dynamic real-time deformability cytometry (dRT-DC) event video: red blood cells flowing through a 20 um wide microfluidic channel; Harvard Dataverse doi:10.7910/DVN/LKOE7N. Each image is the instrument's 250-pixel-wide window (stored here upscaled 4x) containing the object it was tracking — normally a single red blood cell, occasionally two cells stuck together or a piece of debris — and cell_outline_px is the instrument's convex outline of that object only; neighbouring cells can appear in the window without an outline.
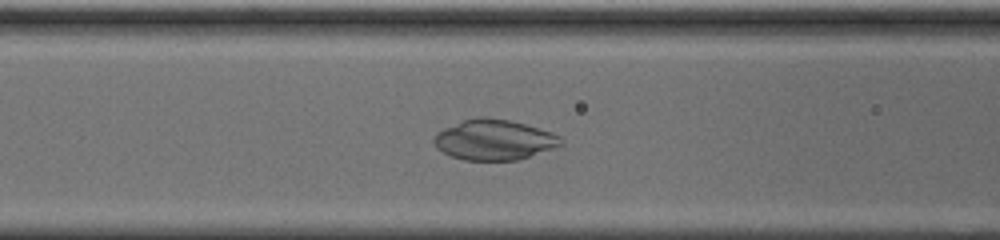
{"species": "common noctule bat (a hibernating species)", "species_latin": "Nyctalus noctula", "temperature_condition": "cold", "stored_images_in_passage": 54, "camera_frame_rate_fps": 3000, "um_per_image_px": 0.085, "animal": {"sex": "male", "body_mass_g": 20.0, "forearm_length_mm": 53.3}, "frame": {"image": 1, "passage_image": 20, "time_ms": 6.333, "image_size_px": [1000, 240], "cell_outline_px": [[564, 144], [516, 160], [464, 160], [452, 156], [436, 148], [432, 140], [444, 128], [464, 120], [480, 116], [484, 116], [508, 120], [524, 124], [552, 132], [560, 136], [564, 140]], "centroid_in_image_um": [42.01, 11.88], "position_along_channel_um": 124.6, "area_um2": 29.54}}
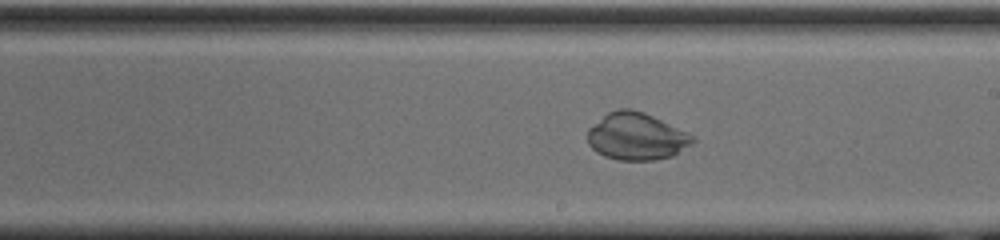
{"frame": {"image": 2, "passage_image": 29, "time_ms": 9.333, "image_size_px": [1000, 240], "cell_outline_px": [[696, 140], [692, 144], [672, 156], [656, 160], [620, 160], [604, 156], [596, 152], [588, 144], [588, 128], [608, 112], [620, 108], [632, 108], [644, 112], [688, 132], [696, 136]], "centroid_in_image_um": [54.11, 11.59], "position_along_channel_um": 234.9, "area_um2": 29.07}}
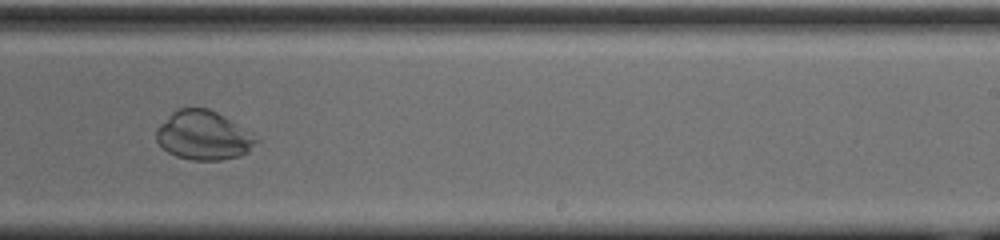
{"frame": {"image": 3, "passage_image": 32, "time_ms": 10.333, "image_size_px": [1000, 240], "cell_outline_px": [[260, 140], [248, 152], [240, 156], [220, 160], [192, 160], [176, 156], [168, 152], [156, 140], [156, 128], [176, 108], [208, 108], [216, 112], [252, 132]], "centroid_in_image_um": [17.31, 11.51], "position_along_channel_um": 271.7, "area_um2": 28.61}}